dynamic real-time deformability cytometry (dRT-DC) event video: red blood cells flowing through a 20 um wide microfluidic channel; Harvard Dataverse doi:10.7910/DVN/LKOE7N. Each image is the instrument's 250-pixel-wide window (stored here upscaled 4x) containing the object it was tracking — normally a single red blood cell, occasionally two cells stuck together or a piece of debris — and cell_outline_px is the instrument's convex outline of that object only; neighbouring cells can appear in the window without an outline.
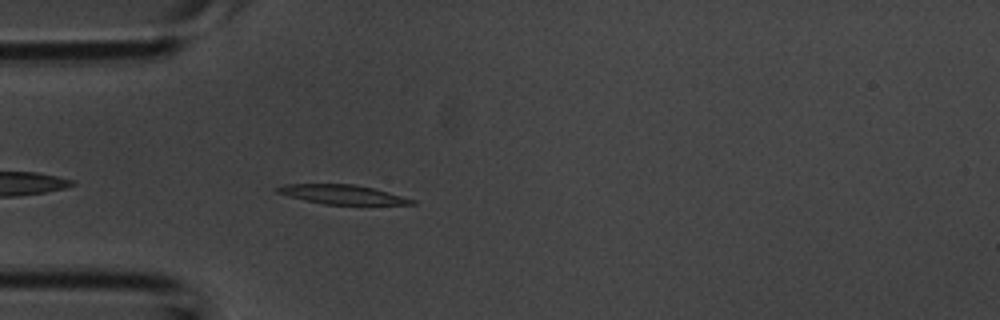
{"species": "common noctule bat (a hibernating species)", "species_latin": "Nyctalus noctula", "temperature_condition": "room temperature", "stored_images_in_passage": 31, "camera_frame_rate_fps": 3000, "um_per_image_px": 0.085, "animal": {"sex": "male", "body_mass_g": 20.1, "forearm_length_mm": 53.5}, "frame": {"image": 1, "passage_image": 3, "time_ms": 0.667, "image_size_px": [1000, 320], "cell_outline_px": [[416, 204], [324, 204], [276, 192], [276, 188], [284, 184], [352, 184], [372, 188], [388, 192], [416, 200]], "centroid_in_image_um": [29.12, 16.52], "position_along_channel_um": 55.9, "area_um2": 14.62}}
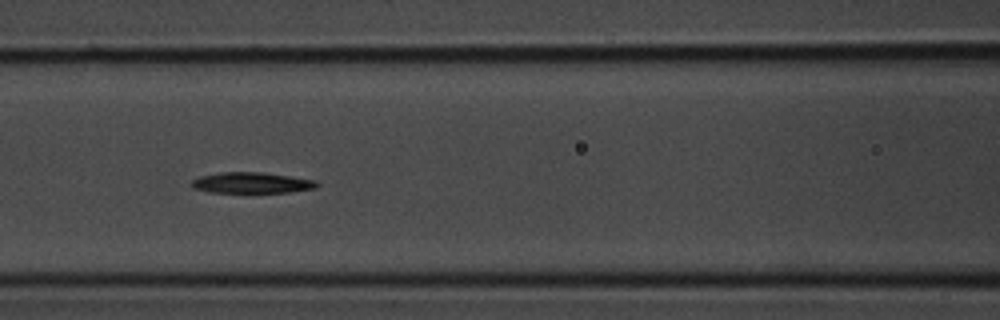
{"frame": {"image": 2, "passage_image": 9, "time_ms": 2.667, "image_size_px": [1000, 320], "cell_outline_px": [[320, 184], [316, 188], [288, 192], [208, 192], [192, 188], [192, 180], [200, 176], [220, 172], [264, 172], [292, 176], [316, 180]], "centroid_in_image_um": [21.41, 15.53], "position_along_channel_um": 145.2, "area_um2": 15.32}}
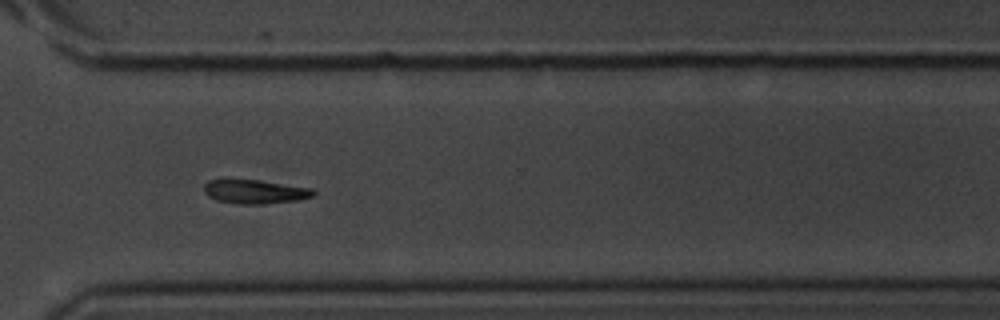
{"frame": {"image": 3, "passage_image": 22, "time_ms": 7.0, "image_size_px": [1000, 320], "cell_outline_px": [[316, 192], [312, 196], [296, 200], [264, 204], [240, 204], [216, 200], [208, 196], [204, 192], [204, 184], [208, 180], [220, 176], [228, 176], [312, 188]], "centroid_in_image_um": [21.54, 16.24], "position_along_channel_um": 349.1, "area_um2": 15.84}}